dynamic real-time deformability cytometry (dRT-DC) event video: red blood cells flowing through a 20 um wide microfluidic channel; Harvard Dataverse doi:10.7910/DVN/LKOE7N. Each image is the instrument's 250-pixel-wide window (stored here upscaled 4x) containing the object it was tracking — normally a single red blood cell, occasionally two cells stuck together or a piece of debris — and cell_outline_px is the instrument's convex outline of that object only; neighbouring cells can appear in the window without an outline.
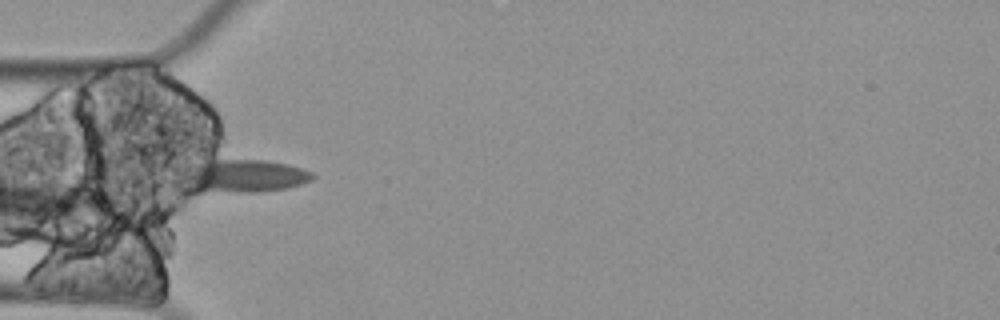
{"species": "Egyptian fruit bat (a non-hibernating species)", "species_latin": "Rousettus aegyptiacus", "temperature_condition": "cold", "stored_images_in_passage": 7, "camera_frame_rate_fps": 3000, "um_per_image_px": 0.085, "animal": {"sex": "female"}, "frame": {"image": 1, "passage_image": 3, "time_ms": 0.667, "image_size_px": [1000, 320], "cell_outline_px": [[316, 176], [312, 180], [300, 184], [284, 188], [256, 192], [192, 192], [180, 184], [168, 172], [172, 168], [192, 164], [216, 160], [264, 160], [288, 164], [312, 172]], "centroid_in_image_um": [20.36, 14.96], "position_along_channel_um": 64.6, "area_um2": 26.65}}
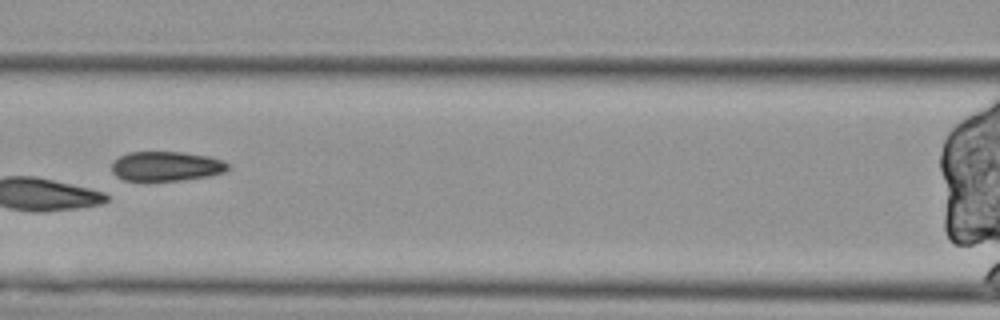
{"frame": {"image": 2, "passage_image": 5, "time_ms": 1.333, "image_size_px": [1000, 320], "cell_outline_px": [[232, 164], [224, 172], [208, 176], [180, 180], [124, 180], [116, 176], [112, 172], [112, 160], [128, 152], [184, 152], [208, 156], [224, 160]], "centroid_in_image_um": [14.14, 14.11], "position_along_channel_um": 152.5, "area_um2": 20.11}}